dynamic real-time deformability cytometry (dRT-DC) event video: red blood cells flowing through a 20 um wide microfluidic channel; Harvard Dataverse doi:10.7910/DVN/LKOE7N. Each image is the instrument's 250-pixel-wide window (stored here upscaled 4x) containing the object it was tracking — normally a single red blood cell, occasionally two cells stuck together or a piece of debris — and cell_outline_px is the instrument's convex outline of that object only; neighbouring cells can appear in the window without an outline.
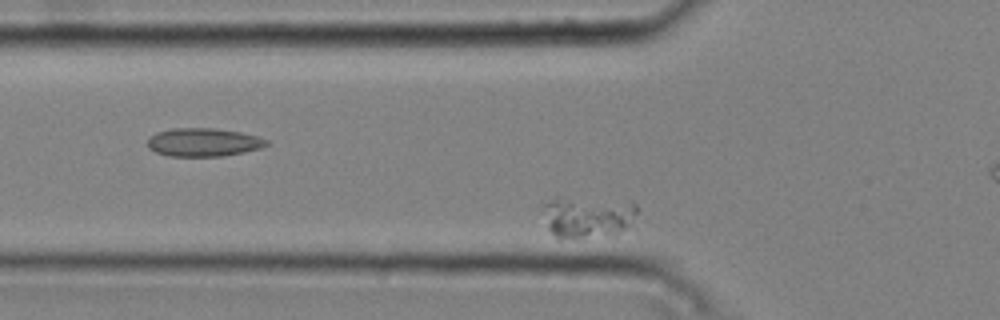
{"species": "common noctule bat (a hibernating species)", "species_latin": "Nyctalus noctula", "temperature_condition": "cold", "stored_images_in_passage": 50, "camera_frame_rate_fps": 3000, "um_per_image_px": 0.085, "animal": {"sex": "male", "body_mass_g": 20.4}, "frame": {"image": 1, "passage_image": 11, "time_ms": 3.333, "image_size_px": [1000, 320], "cell_outline_px": [[636, 212], [624, 228], [616, 236], [576, 240], [556, 240], [548, 228], [544, 204], [548, 200], [556, 196], [636, 204]], "centroid_in_image_um": [49.85, 18.52], "position_along_channel_um": 75.9, "area_um2": 22.83}}
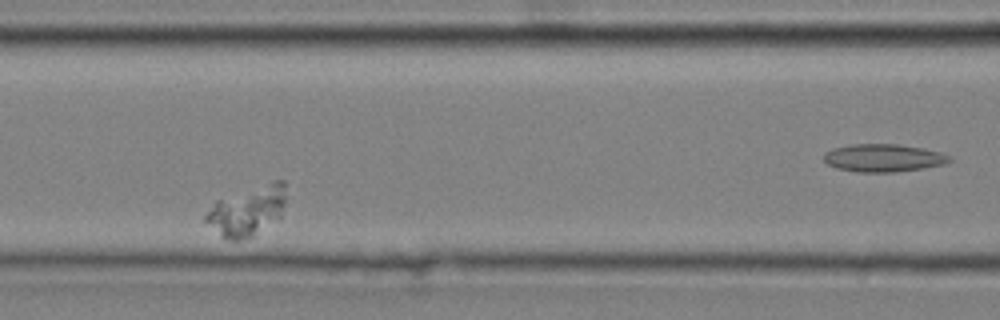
{"frame": {"image": 2, "passage_image": 18, "time_ms": 5.667, "image_size_px": [1000, 320], "cell_outline_px": [[284, 204], [280, 216], [252, 236], [240, 240], [228, 240], [220, 236], [204, 220], [204, 216], [216, 200], [272, 180], [284, 180]], "centroid_in_image_um": [20.98, 17.91], "position_along_channel_um": 145.6, "area_um2": 22.83}}
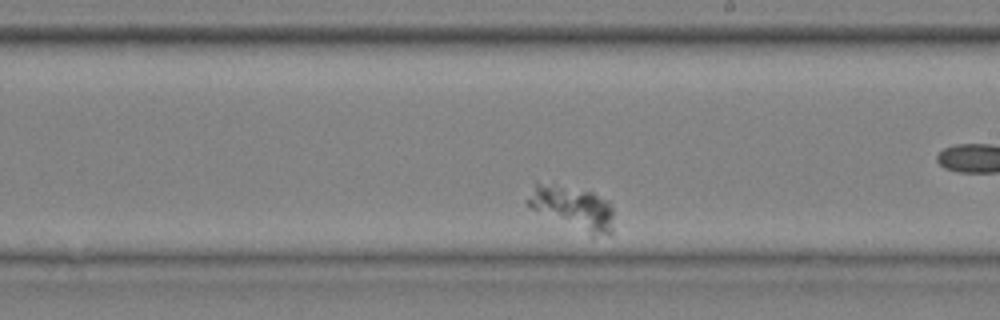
{"frame": {"image": 3, "passage_image": 27, "time_ms": 8.667, "image_size_px": [1000, 320], "cell_outline_px": [[612, 232], [592, 236], [528, 208], [524, 200], [536, 180], [592, 192], [608, 200], [612, 208]], "centroid_in_image_um": [48.59, 17.62], "position_along_channel_um": 240.4, "area_um2": 22.08}}